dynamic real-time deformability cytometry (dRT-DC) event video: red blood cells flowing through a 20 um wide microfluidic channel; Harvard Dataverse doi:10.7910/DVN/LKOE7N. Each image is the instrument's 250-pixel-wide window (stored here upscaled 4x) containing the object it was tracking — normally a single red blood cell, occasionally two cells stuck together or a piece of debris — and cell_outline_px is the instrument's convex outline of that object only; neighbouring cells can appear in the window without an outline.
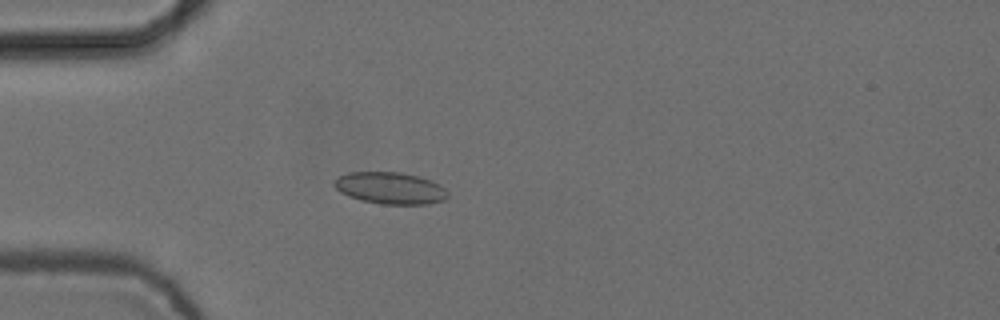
{"species": "common noctule bat (a hibernating species)", "species_latin": "Nyctalus noctula", "temperature_condition": "cold", "stored_images_in_passage": 6, "camera_frame_rate_fps": 3000, "um_per_image_px": 0.085, "animal": {"sex": "female", "body_mass_g": 24.6, "forearm_length_mm": 56.2}, "frame": {"image": 1, "passage_image": 5, "time_ms": 1.333, "image_size_px": [1000, 320], "cell_outline_px": [[448, 196], [444, 200], [428, 204], [380, 204], [360, 200], [348, 196], [340, 192], [332, 184], [340, 176], [348, 172], [400, 172], [416, 176], [440, 184], [448, 192]], "centroid_in_image_um": [33.16, 16.0], "position_along_channel_um": 51.8, "area_um2": 20.98}}